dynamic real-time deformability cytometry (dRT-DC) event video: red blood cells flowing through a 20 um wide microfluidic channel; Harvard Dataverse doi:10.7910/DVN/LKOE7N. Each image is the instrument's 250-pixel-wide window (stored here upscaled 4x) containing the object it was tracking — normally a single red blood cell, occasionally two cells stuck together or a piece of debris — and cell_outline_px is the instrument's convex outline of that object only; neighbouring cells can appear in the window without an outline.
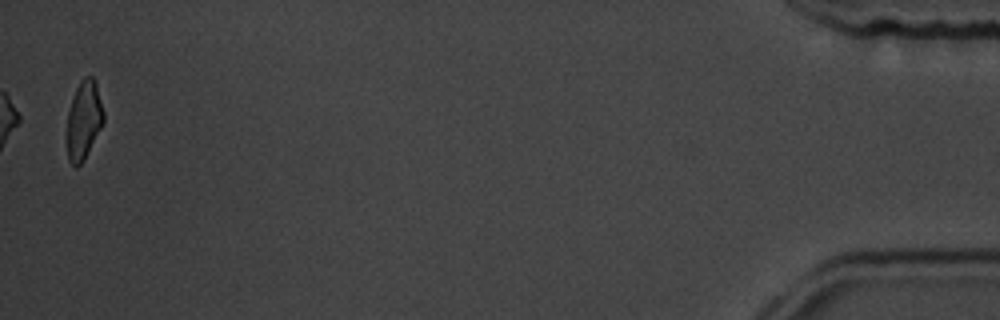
{"species": "common noctule bat (a hibernating species)", "species_latin": "Nyctalus noctula", "temperature_condition": "room temperature", "stored_images_in_passage": 16, "camera_frame_rate_fps": 3000, "um_per_image_px": 0.085, "animal": {"sex": "male", "body_mass_g": 19.5, "forearm_length_mm": 54.6}, "frame": {"image": 1, "passage_image": 16, "time_ms": 17.667, "image_size_px": [1000, 320], "cell_outline_px": [[104, 120], [84, 160], [76, 168], [68, 160], [64, 136], [68, 112], [76, 88], [80, 80], [84, 76], [92, 76], [96, 84], [104, 112]], "centroid_in_image_um": [7.07, 10.25], "position_along_channel_um": 428.1, "area_um2": 17.05}, "authors_computed_cell_mechanics": {"area_um2": 14.3922, "velocity_mm_per_s": 3.6526, "shape_relaxation_time_tau1_ms": 4.9846, "shape_relaxation_time_tau2_ms": 1.4455, "deformation_change_tau1": 0.2001, "deformation_change_tau2": 0.0884}}